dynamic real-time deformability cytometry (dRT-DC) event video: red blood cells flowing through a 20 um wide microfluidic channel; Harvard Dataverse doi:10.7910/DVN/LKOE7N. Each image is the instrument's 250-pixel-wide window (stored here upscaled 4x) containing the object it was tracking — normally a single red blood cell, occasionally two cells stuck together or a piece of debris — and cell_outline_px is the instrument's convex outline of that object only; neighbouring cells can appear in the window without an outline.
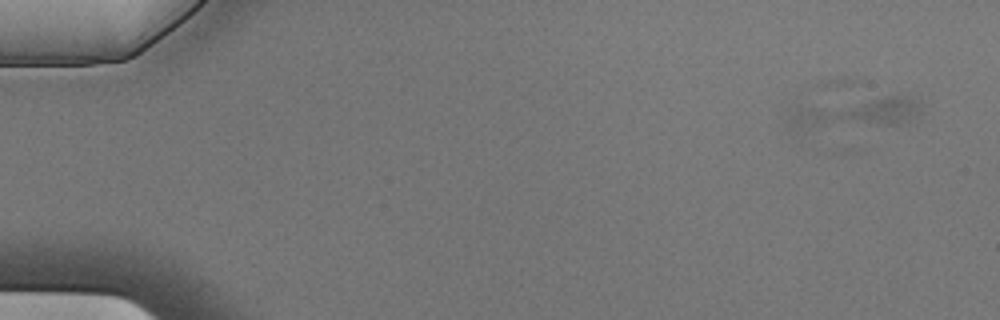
{"species": "Egyptian fruit bat (a non-hibernating species)", "species_latin": "Rousettus aegyptiacus", "temperature_condition": "cold", "stored_images_in_passage": 5, "camera_frame_rate_fps": 3000, "um_per_image_px": 0.085, "animal": {"sex": "male"}, "frame": {"image": 1, "passage_image": 2, "time_ms": 0.333, "image_size_px": [1000, 320], "cell_outline_px": [[924, 112], [908, 124], [796, 132], [788, 124], [784, 116], [788, 108], [796, 96], [908, 96], [920, 100]], "centroid_in_image_um": [72.32, 9.52], "position_along_channel_um": 12.7, "area_um2": 29.71}}